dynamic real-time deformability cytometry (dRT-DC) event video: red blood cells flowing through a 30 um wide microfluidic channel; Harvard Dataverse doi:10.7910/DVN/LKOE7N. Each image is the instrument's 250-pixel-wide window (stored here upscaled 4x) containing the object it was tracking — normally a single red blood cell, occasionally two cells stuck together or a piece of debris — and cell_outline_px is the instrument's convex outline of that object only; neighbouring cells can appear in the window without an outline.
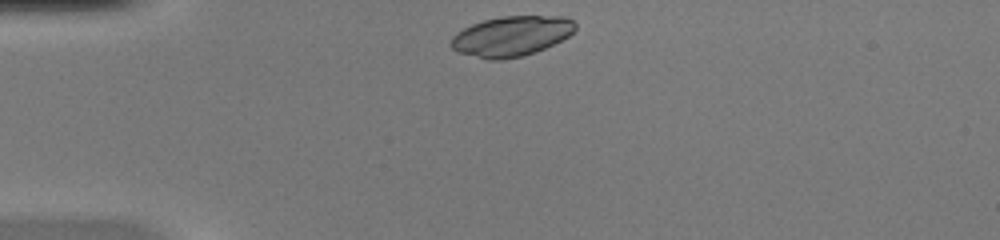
{"species": "common noctule bat (a hibernating species)", "species_latin": "Nyctalus noctula", "temperature_condition": "warm", "stored_images_in_passage": 32, "camera_frame_rate_fps": 3000, "um_per_image_px": 0.085, "animal": {"sex": "female", "body_mass_g": 20.0, "forearm_length_mm": 54.0}, "frame": {"image": 1, "passage_image": 1, "time_ms": 0.0, "image_size_px": [1000, 240], "cell_outline_px": [[576, 28], [568, 36], [536, 52], [520, 56], [500, 60], [488, 60], [456, 52], [448, 44], [452, 36], [456, 32], [472, 24], [484, 20], [504, 16], [564, 16], [572, 20], [576, 24]], "centroid_in_image_um": [43.42, 3.07], "position_along_channel_um": 41.6, "area_um2": 29.07}}
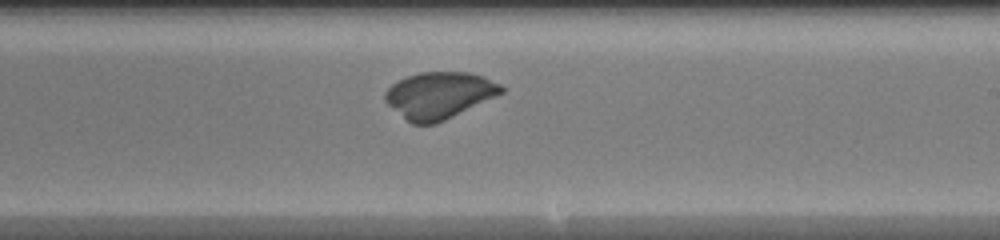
{"frame": {"image": 2, "passage_image": 19, "time_ms": 6.0, "image_size_px": [1000, 240], "cell_outline_px": [[504, 92], [496, 96], [436, 124], [412, 124], [388, 104], [384, 100], [384, 92], [392, 84], [408, 76], [420, 72], [468, 72], [484, 76], [500, 84], [504, 88]], "centroid_in_image_um": [37.34, 8.09], "position_along_channel_um": 251.7, "area_um2": 31.33}}
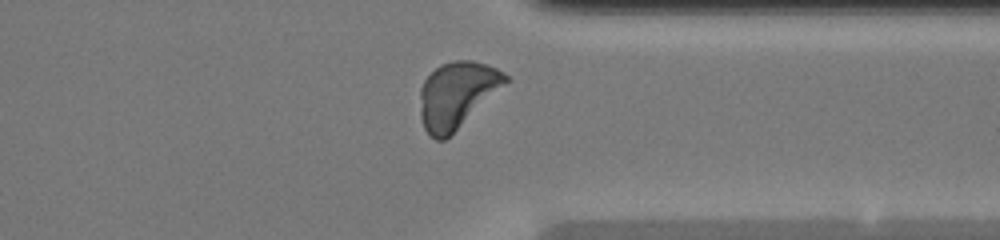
{"frame": {"image": 3, "passage_image": 28, "time_ms": 9.0, "image_size_px": [1000, 240], "cell_outline_px": [[512, 80], [444, 140], [436, 140], [424, 128], [420, 116], [420, 88], [424, 80], [440, 64], [452, 60], [472, 60], [488, 64], [504, 72]], "centroid_in_image_um": [38.87, 8.02], "position_along_channel_um": 372.5, "area_um2": 33.06}}